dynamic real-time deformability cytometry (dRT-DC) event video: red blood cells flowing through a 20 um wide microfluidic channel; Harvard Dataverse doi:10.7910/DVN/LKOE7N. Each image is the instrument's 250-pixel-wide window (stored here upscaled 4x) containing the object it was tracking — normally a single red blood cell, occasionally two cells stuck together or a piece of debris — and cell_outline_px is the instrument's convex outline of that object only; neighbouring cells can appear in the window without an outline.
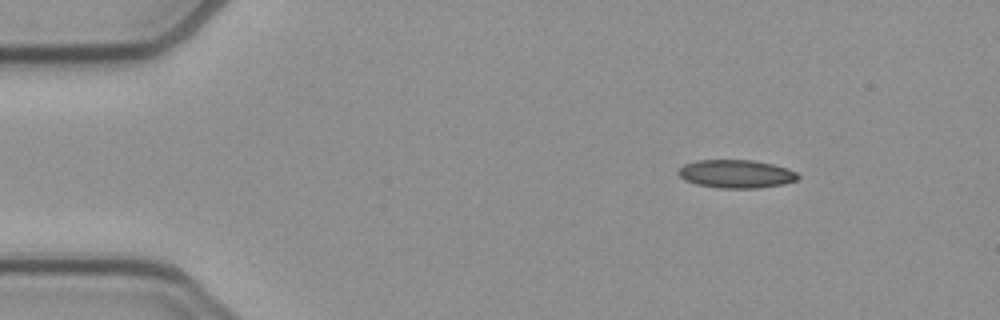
{"species": "common noctule bat (a hibernating species)", "species_latin": "Nyctalus noctula", "temperature_condition": "cold", "stored_images_in_passage": 8, "camera_frame_rate_fps": 3000, "um_per_image_px": 0.085, "animal": {"sex": "female", "body_mass_g": 21.9}, "frame": {"image": 1, "passage_image": 1, "time_ms": 0.0, "image_size_px": [1000, 320], "cell_outline_px": [[800, 176], [796, 180], [784, 184], [756, 188], [720, 188], [696, 184], [684, 180], [676, 172], [684, 164], [696, 160], [752, 160], [772, 164], [788, 168], [796, 172]], "centroid_in_image_um": [62.56, 14.78], "position_along_channel_um": 22.4, "area_um2": 19.71}}